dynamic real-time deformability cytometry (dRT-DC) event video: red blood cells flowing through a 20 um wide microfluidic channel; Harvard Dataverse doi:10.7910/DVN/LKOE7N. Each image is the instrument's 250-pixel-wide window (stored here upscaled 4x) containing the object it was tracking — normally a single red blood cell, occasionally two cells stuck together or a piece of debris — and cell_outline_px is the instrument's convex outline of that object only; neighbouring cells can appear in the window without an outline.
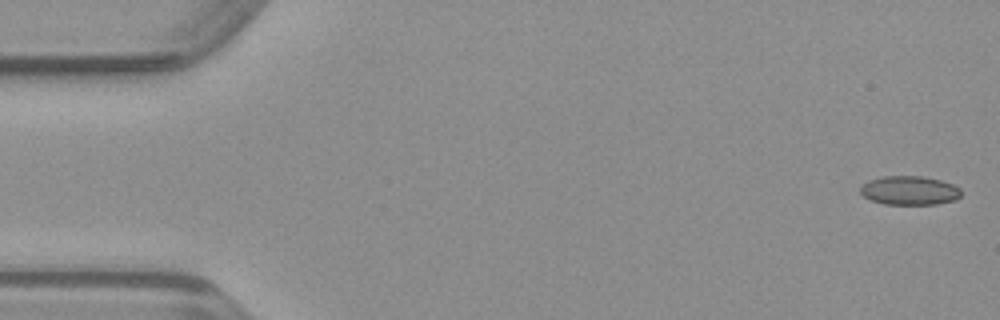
{"species": "common noctule bat (a hibernating species)", "species_latin": "Nyctalus noctula", "temperature_condition": "warm", "stored_images_in_passage": 49, "camera_frame_rate_fps": 3000, "um_per_image_px": 0.085, "animal": {"sex": "male", "body_mass_g": 23.1, "forearm_length_mm": 52.7}, "frame": {"image": 1, "passage_image": 1, "time_ms": 0.0, "image_size_px": [1000, 320], "cell_outline_px": [[960, 196], [956, 200], [936, 204], [884, 204], [872, 200], [864, 196], [860, 192], [860, 188], [868, 180], [880, 176], [924, 176], [940, 180], [952, 184], [960, 188]], "centroid_in_image_um": [77.31, 16.18], "position_along_channel_um": 7.7, "area_um2": 16.99}}
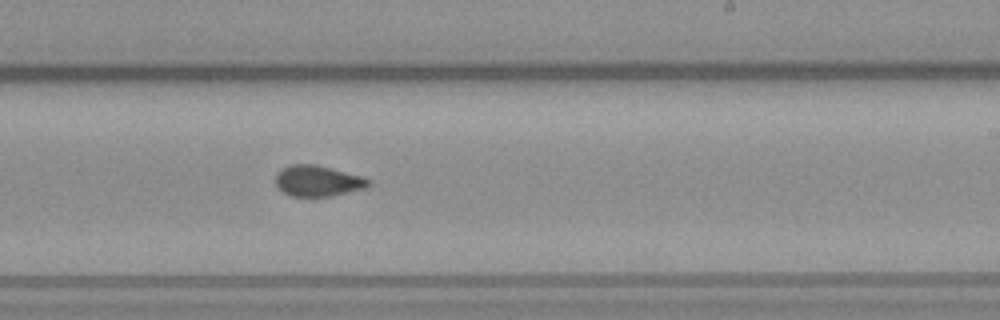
{"frame": {"image": 2, "passage_image": 29, "time_ms": 9.333, "image_size_px": [1000, 320], "cell_outline_px": [[372, 184], [364, 188], [332, 196], [292, 196], [284, 192], [276, 184], [276, 176], [284, 168], [292, 164], [316, 164], [360, 176], [372, 180]], "centroid_in_image_um": [27.05, 15.38], "position_along_channel_um": 262.0, "area_um2": 16.42}}
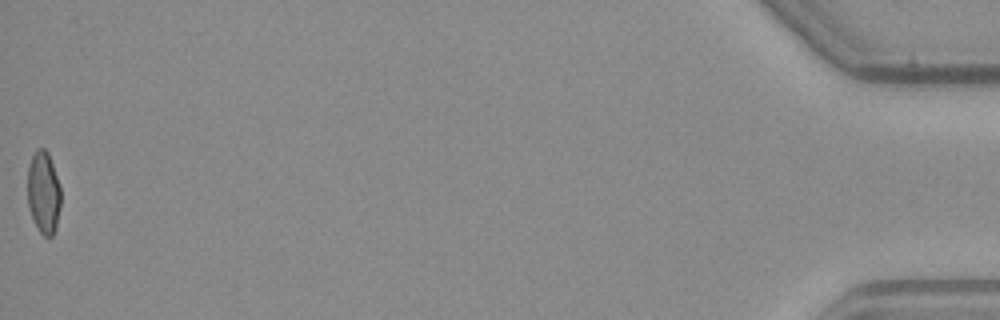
{"frame": {"image": 3, "passage_image": 49, "time_ms": 16.0, "image_size_px": [1000, 320], "cell_outline_px": [[60, 208], [56, 228], [52, 236], [44, 236], [40, 232], [28, 208], [28, 164], [36, 148], [44, 148], [48, 152], [60, 188]], "centroid_in_image_um": [3.69, 16.35], "position_along_channel_um": 431.5, "area_um2": 15.84}}